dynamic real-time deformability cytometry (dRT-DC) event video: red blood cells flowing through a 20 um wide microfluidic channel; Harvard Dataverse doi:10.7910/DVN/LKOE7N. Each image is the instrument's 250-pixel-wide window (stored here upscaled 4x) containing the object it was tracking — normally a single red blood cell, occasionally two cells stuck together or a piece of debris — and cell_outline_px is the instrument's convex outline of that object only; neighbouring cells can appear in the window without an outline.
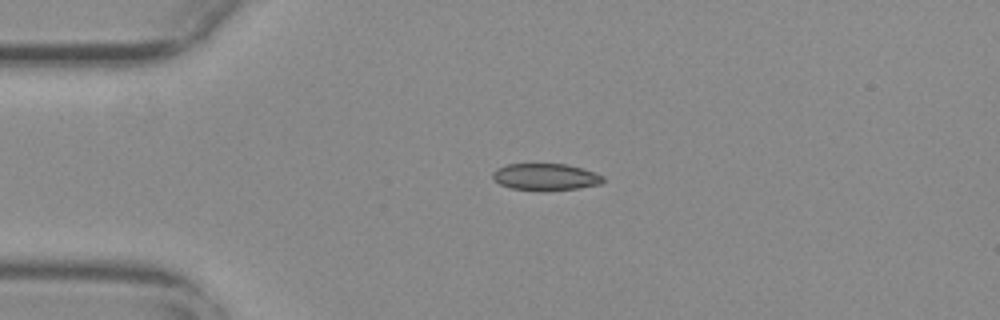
{"species": "common noctule bat (a hibernating species)", "species_latin": "Nyctalus noctula", "temperature_condition": "warm", "stored_images_in_passage": 43, "camera_frame_rate_fps": 3000, "um_per_image_px": 0.085, "animal": {"sex": "female", "body_mass_g": 29.2, "forearm_length_mm": 56.3}, "frame": {"image": 1, "passage_image": 1, "time_ms": 0.0, "image_size_px": [1000, 320], "cell_outline_px": [[604, 180], [600, 184], [580, 188], [544, 192], [540, 192], [512, 188], [500, 184], [492, 176], [492, 172], [496, 168], [508, 164], [564, 164], [596, 172], [604, 176]], "centroid_in_image_um": [46.38, 15.06], "position_along_channel_um": 38.6, "area_um2": 17.51}}
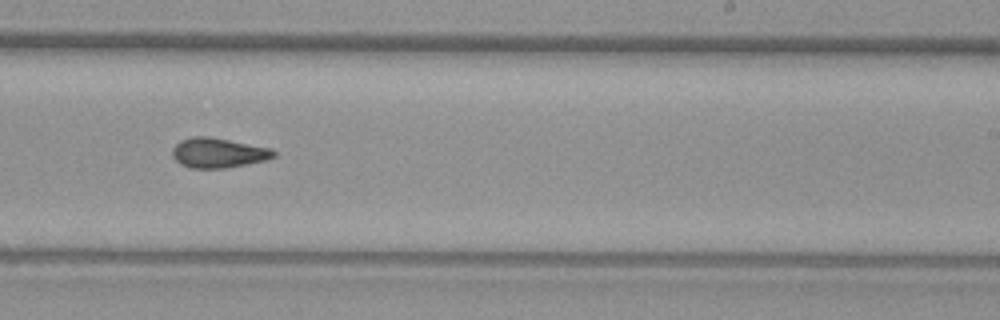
{"frame": {"image": 2, "passage_image": 22, "time_ms": 7.0, "image_size_px": [1000, 320], "cell_outline_px": [[276, 156], [264, 160], [224, 168], [188, 168], [180, 164], [172, 156], [172, 148], [180, 140], [192, 136], [208, 136], [272, 148], [276, 152]], "centroid_in_image_um": [18.52, 12.98], "position_along_channel_um": 270.5, "area_um2": 17.63}}
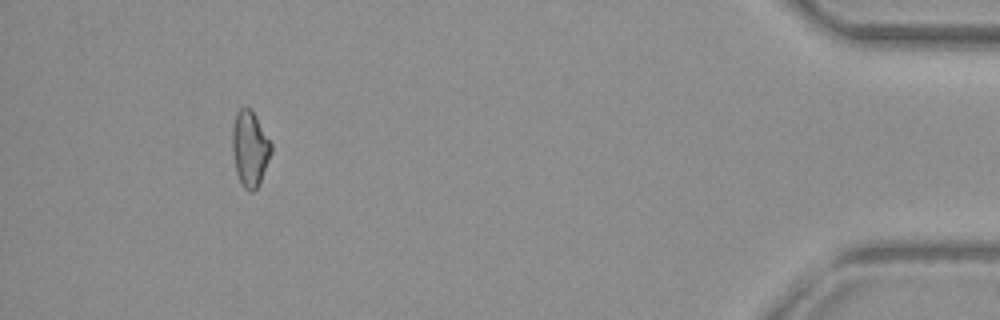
{"frame": {"image": 3, "passage_image": 39, "time_ms": 12.667, "image_size_px": [1000, 320], "cell_outline_px": [[272, 152], [260, 184], [252, 192], [248, 192], [244, 188], [236, 172], [232, 152], [232, 124], [236, 112], [240, 108], [252, 108], [272, 144]], "centroid_in_image_um": [21.24, 12.62], "position_along_channel_um": 414.0, "area_um2": 17.4}, "authors_computed_cell_mechanics": {"area_um2": 17.3978, "velocity_mm_per_s": 3.75, "shape_relaxation_time_tau1_ms": null, "shape_relaxation_time_tau2_ms": 2.6931, "deformation_change_tau1": null, "deformation_change_tau2": 0.0784}}